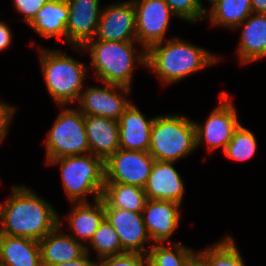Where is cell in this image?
Listing matches in <instances>:
<instances>
[{
    "mask_svg": "<svg viewBox=\"0 0 266 266\" xmlns=\"http://www.w3.org/2000/svg\"><path fill=\"white\" fill-rule=\"evenodd\" d=\"M105 218L116 230L126 252L148 253L146 244L151 239L147 233L142 213L117 208H104Z\"/></svg>",
    "mask_w": 266,
    "mask_h": 266,
    "instance_id": "5bb4252c",
    "label": "cell"
},
{
    "mask_svg": "<svg viewBox=\"0 0 266 266\" xmlns=\"http://www.w3.org/2000/svg\"><path fill=\"white\" fill-rule=\"evenodd\" d=\"M196 147L194 121L180 113L154 117L149 154L158 161L177 162Z\"/></svg>",
    "mask_w": 266,
    "mask_h": 266,
    "instance_id": "8992f818",
    "label": "cell"
},
{
    "mask_svg": "<svg viewBox=\"0 0 266 266\" xmlns=\"http://www.w3.org/2000/svg\"><path fill=\"white\" fill-rule=\"evenodd\" d=\"M253 13L251 0H215L210 10H205V19L211 25L237 29Z\"/></svg>",
    "mask_w": 266,
    "mask_h": 266,
    "instance_id": "d4e9b609",
    "label": "cell"
},
{
    "mask_svg": "<svg viewBox=\"0 0 266 266\" xmlns=\"http://www.w3.org/2000/svg\"><path fill=\"white\" fill-rule=\"evenodd\" d=\"M72 204V210L65 216L70 229L69 235L86 246V241L89 243L105 218L104 201L100 198L94 202Z\"/></svg>",
    "mask_w": 266,
    "mask_h": 266,
    "instance_id": "44dd1931",
    "label": "cell"
},
{
    "mask_svg": "<svg viewBox=\"0 0 266 266\" xmlns=\"http://www.w3.org/2000/svg\"><path fill=\"white\" fill-rule=\"evenodd\" d=\"M104 85V87L84 88L77 102V108L83 115L101 116L118 121L132 103L126 97L131 88L109 83Z\"/></svg>",
    "mask_w": 266,
    "mask_h": 266,
    "instance_id": "8fae6325",
    "label": "cell"
},
{
    "mask_svg": "<svg viewBox=\"0 0 266 266\" xmlns=\"http://www.w3.org/2000/svg\"><path fill=\"white\" fill-rule=\"evenodd\" d=\"M88 244L90 245V248L95 251V255H97L96 257L98 258L97 260L126 252L122 248L116 230L106 218L103 219Z\"/></svg>",
    "mask_w": 266,
    "mask_h": 266,
    "instance_id": "83f0119b",
    "label": "cell"
},
{
    "mask_svg": "<svg viewBox=\"0 0 266 266\" xmlns=\"http://www.w3.org/2000/svg\"><path fill=\"white\" fill-rule=\"evenodd\" d=\"M88 266H103V263L100 260H93Z\"/></svg>",
    "mask_w": 266,
    "mask_h": 266,
    "instance_id": "8d00e7d4",
    "label": "cell"
},
{
    "mask_svg": "<svg viewBox=\"0 0 266 266\" xmlns=\"http://www.w3.org/2000/svg\"><path fill=\"white\" fill-rule=\"evenodd\" d=\"M176 162L155 160L144 186L147 199L173 201L182 205L185 185L173 166Z\"/></svg>",
    "mask_w": 266,
    "mask_h": 266,
    "instance_id": "2e32d148",
    "label": "cell"
},
{
    "mask_svg": "<svg viewBox=\"0 0 266 266\" xmlns=\"http://www.w3.org/2000/svg\"><path fill=\"white\" fill-rule=\"evenodd\" d=\"M94 39L116 42L137 41L133 1H121L103 7Z\"/></svg>",
    "mask_w": 266,
    "mask_h": 266,
    "instance_id": "7c38bea8",
    "label": "cell"
},
{
    "mask_svg": "<svg viewBox=\"0 0 266 266\" xmlns=\"http://www.w3.org/2000/svg\"><path fill=\"white\" fill-rule=\"evenodd\" d=\"M154 161L149 152L119 148L105 161V182L144 188Z\"/></svg>",
    "mask_w": 266,
    "mask_h": 266,
    "instance_id": "30bf717a",
    "label": "cell"
},
{
    "mask_svg": "<svg viewBox=\"0 0 266 266\" xmlns=\"http://www.w3.org/2000/svg\"><path fill=\"white\" fill-rule=\"evenodd\" d=\"M102 199L104 208L124 209L137 213L143 212L147 201L144 188L116 182H105Z\"/></svg>",
    "mask_w": 266,
    "mask_h": 266,
    "instance_id": "cb8c5ba5",
    "label": "cell"
},
{
    "mask_svg": "<svg viewBox=\"0 0 266 266\" xmlns=\"http://www.w3.org/2000/svg\"><path fill=\"white\" fill-rule=\"evenodd\" d=\"M133 103L120 116L119 145L126 150L148 152L153 118H146Z\"/></svg>",
    "mask_w": 266,
    "mask_h": 266,
    "instance_id": "e0dca14e",
    "label": "cell"
},
{
    "mask_svg": "<svg viewBox=\"0 0 266 266\" xmlns=\"http://www.w3.org/2000/svg\"><path fill=\"white\" fill-rule=\"evenodd\" d=\"M136 14L137 43L146 50L166 39L172 16H176L164 0H132Z\"/></svg>",
    "mask_w": 266,
    "mask_h": 266,
    "instance_id": "9c48e42d",
    "label": "cell"
},
{
    "mask_svg": "<svg viewBox=\"0 0 266 266\" xmlns=\"http://www.w3.org/2000/svg\"><path fill=\"white\" fill-rule=\"evenodd\" d=\"M90 153L106 161L119 148V122L117 120L84 115Z\"/></svg>",
    "mask_w": 266,
    "mask_h": 266,
    "instance_id": "ffe728a7",
    "label": "cell"
},
{
    "mask_svg": "<svg viewBox=\"0 0 266 266\" xmlns=\"http://www.w3.org/2000/svg\"><path fill=\"white\" fill-rule=\"evenodd\" d=\"M59 107L62 111L49 129L45 141L46 163L64 156L90 153L84 115L78 108Z\"/></svg>",
    "mask_w": 266,
    "mask_h": 266,
    "instance_id": "52a82bcc",
    "label": "cell"
},
{
    "mask_svg": "<svg viewBox=\"0 0 266 266\" xmlns=\"http://www.w3.org/2000/svg\"><path fill=\"white\" fill-rule=\"evenodd\" d=\"M61 222L59 216V224L39 240L42 266L73 261L86 253L85 244L61 232Z\"/></svg>",
    "mask_w": 266,
    "mask_h": 266,
    "instance_id": "d6986e66",
    "label": "cell"
},
{
    "mask_svg": "<svg viewBox=\"0 0 266 266\" xmlns=\"http://www.w3.org/2000/svg\"><path fill=\"white\" fill-rule=\"evenodd\" d=\"M181 204L147 199L142 215L147 233L154 243H172L170 236L179 226Z\"/></svg>",
    "mask_w": 266,
    "mask_h": 266,
    "instance_id": "9a60e30c",
    "label": "cell"
},
{
    "mask_svg": "<svg viewBox=\"0 0 266 266\" xmlns=\"http://www.w3.org/2000/svg\"><path fill=\"white\" fill-rule=\"evenodd\" d=\"M136 42L92 39L83 47L73 48L80 53L88 52L91 68L98 81L131 88L134 67L137 63L146 67V49L141 48L142 50L137 52L134 46Z\"/></svg>",
    "mask_w": 266,
    "mask_h": 266,
    "instance_id": "3957f363",
    "label": "cell"
},
{
    "mask_svg": "<svg viewBox=\"0 0 266 266\" xmlns=\"http://www.w3.org/2000/svg\"><path fill=\"white\" fill-rule=\"evenodd\" d=\"M210 4H212L215 0H207ZM198 2L203 6V3L201 0H198Z\"/></svg>",
    "mask_w": 266,
    "mask_h": 266,
    "instance_id": "f35d334b",
    "label": "cell"
},
{
    "mask_svg": "<svg viewBox=\"0 0 266 266\" xmlns=\"http://www.w3.org/2000/svg\"><path fill=\"white\" fill-rule=\"evenodd\" d=\"M256 150V137L249 129L240 124L227 144L224 154L235 161H244L252 158Z\"/></svg>",
    "mask_w": 266,
    "mask_h": 266,
    "instance_id": "f1b7e54d",
    "label": "cell"
},
{
    "mask_svg": "<svg viewBox=\"0 0 266 266\" xmlns=\"http://www.w3.org/2000/svg\"><path fill=\"white\" fill-rule=\"evenodd\" d=\"M13 6L18 13L23 15L21 19L25 23H29L37 14L38 10L43 7L49 0H12Z\"/></svg>",
    "mask_w": 266,
    "mask_h": 266,
    "instance_id": "1f68e13d",
    "label": "cell"
},
{
    "mask_svg": "<svg viewBox=\"0 0 266 266\" xmlns=\"http://www.w3.org/2000/svg\"><path fill=\"white\" fill-rule=\"evenodd\" d=\"M12 31L6 22L0 21V52L12 44Z\"/></svg>",
    "mask_w": 266,
    "mask_h": 266,
    "instance_id": "836d02e7",
    "label": "cell"
},
{
    "mask_svg": "<svg viewBox=\"0 0 266 266\" xmlns=\"http://www.w3.org/2000/svg\"><path fill=\"white\" fill-rule=\"evenodd\" d=\"M16 110L17 108L13 105H9L0 100V143H2L7 136L10 122H12Z\"/></svg>",
    "mask_w": 266,
    "mask_h": 266,
    "instance_id": "d6a6232c",
    "label": "cell"
},
{
    "mask_svg": "<svg viewBox=\"0 0 266 266\" xmlns=\"http://www.w3.org/2000/svg\"><path fill=\"white\" fill-rule=\"evenodd\" d=\"M89 253H90V249H89V245H86V253L73 261H68V262H61V263H57V264H52L50 266H88L92 260L89 259Z\"/></svg>",
    "mask_w": 266,
    "mask_h": 266,
    "instance_id": "e575fe53",
    "label": "cell"
},
{
    "mask_svg": "<svg viewBox=\"0 0 266 266\" xmlns=\"http://www.w3.org/2000/svg\"><path fill=\"white\" fill-rule=\"evenodd\" d=\"M146 52V69L153 71L163 86L182 81L222 59L178 37L156 43Z\"/></svg>",
    "mask_w": 266,
    "mask_h": 266,
    "instance_id": "7a4b0ae2",
    "label": "cell"
},
{
    "mask_svg": "<svg viewBox=\"0 0 266 266\" xmlns=\"http://www.w3.org/2000/svg\"><path fill=\"white\" fill-rule=\"evenodd\" d=\"M177 18L184 21L196 22L205 18L206 8L198 0H164Z\"/></svg>",
    "mask_w": 266,
    "mask_h": 266,
    "instance_id": "f546056e",
    "label": "cell"
},
{
    "mask_svg": "<svg viewBox=\"0 0 266 266\" xmlns=\"http://www.w3.org/2000/svg\"><path fill=\"white\" fill-rule=\"evenodd\" d=\"M60 166L64 192L71 203L96 201L102 198L105 185V161L93 154L64 156L52 159L46 165Z\"/></svg>",
    "mask_w": 266,
    "mask_h": 266,
    "instance_id": "5b68a950",
    "label": "cell"
},
{
    "mask_svg": "<svg viewBox=\"0 0 266 266\" xmlns=\"http://www.w3.org/2000/svg\"><path fill=\"white\" fill-rule=\"evenodd\" d=\"M253 13L266 14V0H251Z\"/></svg>",
    "mask_w": 266,
    "mask_h": 266,
    "instance_id": "d590c367",
    "label": "cell"
},
{
    "mask_svg": "<svg viewBox=\"0 0 266 266\" xmlns=\"http://www.w3.org/2000/svg\"><path fill=\"white\" fill-rule=\"evenodd\" d=\"M46 89L58 106L78 102L87 77V65L58 49L38 47Z\"/></svg>",
    "mask_w": 266,
    "mask_h": 266,
    "instance_id": "277c9868",
    "label": "cell"
},
{
    "mask_svg": "<svg viewBox=\"0 0 266 266\" xmlns=\"http://www.w3.org/2000/svg\"><path fill=\"white\" fill-rule=\"evenodd\" d=\"M150 244L149 266H191L197 260V253L180 242L168 243L169 247L165 243Z\"/></svg>",
    "mask_w": 266,
    "mask_h": 266,
    "instance_id": "484cf974",
    "label": "cell"
},
{
    "mask_svg": "<svg viewBox=\"0 0 266 266\" xmlns=\"http://www.w3.org/2000/svg\"><path fill=\"white\" fill-rule=\"evenodd\" d=\"M191 266H203V264L197 259Z\"/></svg>",
    "mask_w": 266,
    "mask_h": 266,
    "instance_id": "74e56055",
    "label": "cell"
},
{
    "mask_svg": "<svg viewBox=\"0 0 266 266\" xmlns=\"http://www.w3.org/2000/svg\"><path fill=\"white\" fill-rule=\"evenodd\" d=\"M221 103L207 117L205 123L194 121L196 129V147L205 143L208 151L223 148V152L231 140L235 130L241 124L229 93L221 91Z\"/></svg>",
    "mask_w": 266,
    "mask_h": 266,
    "instance_id": "ba28073f",
    "label": "cell"
},
{
    "mask_svg": "<svg viewBox=\"0 0 266 266\" xmlns=\"http://www.w3.org/2000/svg\"><path fill=\"white\" fill-rule=\"evenodd\" d=\"M203 266H245L244 260L232 236L228 235L197 252Z\"/></svg>",
    "mask_w": 266,
    "mask_h": 266,
    "instance_id": "4316f807",
    "label": "cell"
},
{
    "mask_svg": "<svg viewBox=\"0 0 266 266\" xmlns=\"http://www.w3.org/2000/svg\"><path fill=\"white\" fill-rule=\"evenodd\" d=\"M69 20L67 0H49L28 23L37 34L66 42V25Z\"/></svg>",
    "mask_w": 266,
    "mask_h": 266,
    "instance_id": "7402d4cb",
    "label": "cell"
},
{
    "mask_svg": "<svg viewBox=\"0 0 266 266\" xmlns=\"http://www.w3.org/2000/svg\"><path fill=\"white\" fill-rule=\"evenodd\" d=\"M1 266H42L38 240L0 234Z\"/></svg>",
    "mask_w": 266,
    "mask_h": 266,
    "instance_id": "603a6c76",
    "label": "cell"
},
{
    "mask_svg": "<svg viewBox=\"0 0 266 266\" xmlns=\"http://www.w3.org/2000/svg\"><path fill=\"white\" fill-rule=\"evenodd\" d=\"M12 194L0 202V234L41 240L59 224L53 206L33 190L12 186Z\"/></svg>",
    "mask_w": 266,
    "mask_h": 266,
    "instance_id": "6da1fadb",
    "label": "cell"
},
{
    "mask_svg": "<svg viewBox=\"0 0 266 266\" xmlns=\"http://www.w3.org/2000/svg\"><path fill=\"white\" fill-rule=\"evenodd\" d=\"M69 20L66 25V42L83 47L94 39L100 18V0H67Z\"/></svg>",
    "mask_w": 266,
    "mask_h": 266,
    "instance_id": "4fadbf2b",
    "label": "cell"
},
{
    "mask_svg": "<svg viewBox=\"0 0 266 266\" xmlns=\"http://www.w3.org/2000/svg\"><path fill=\"white\" fill-rule=\"evenodd\" d=\"M242 28L237 53L240 65L266 57V14L252 13L237 28Z\"/></svg>",
    "mask_w": 266,
    "mask_h": 266,
    "instance_id": "ac0fdd59",
    "label": "cell"
},
{
    "mask_svg": "<svg viewBox=\"0 0 266 266\" xmlns=\"http://www.w3.org/2000/svg\"><path fill=\"white\" fill-rule=\"evenodd\" d=\"M103 266H149L148 256L138 252H125L100 260Z\"/></svg>",
    "mask_w": 266,
    "mask_h": 266,
    "instance_id": "4dcf8cb0",
    "label": "cell"
}]
</instances>
